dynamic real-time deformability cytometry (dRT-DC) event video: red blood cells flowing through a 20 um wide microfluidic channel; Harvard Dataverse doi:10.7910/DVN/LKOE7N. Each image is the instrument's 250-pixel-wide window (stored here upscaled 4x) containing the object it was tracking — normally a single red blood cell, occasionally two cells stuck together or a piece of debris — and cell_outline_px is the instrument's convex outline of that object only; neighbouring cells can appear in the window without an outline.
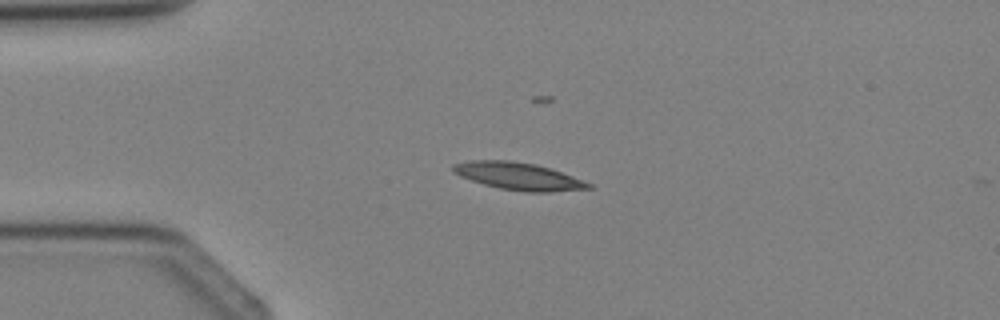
{"species": "Egyptian fruit bat (a non-hibernating species)", "species_latin": "Rousettus aegyptiacus", "temperature_condition": "cold", "stored_images_in_passage": 2, "camera_frame_rate_fps": 3000, "um_per_image_px": 0.085, "animal": {"sex": "female"}, "frame": {"image": 1, "passage_image": 1, "time_ms": 0.0, "image_size_px": [1000, 320], "cell_outline_px": [[592, 188], [552, 192], [528, 192], [500, 188], [484, 184], [460, 176], [452, 172], [452, 164], [468, 160], [508, 160], [536, 164], [584, 180], [592, 184]], "centroid_in_image_um": [44.05, 14.97], "position_along_channel_um": 41.0, "area_um2": 21.5}}